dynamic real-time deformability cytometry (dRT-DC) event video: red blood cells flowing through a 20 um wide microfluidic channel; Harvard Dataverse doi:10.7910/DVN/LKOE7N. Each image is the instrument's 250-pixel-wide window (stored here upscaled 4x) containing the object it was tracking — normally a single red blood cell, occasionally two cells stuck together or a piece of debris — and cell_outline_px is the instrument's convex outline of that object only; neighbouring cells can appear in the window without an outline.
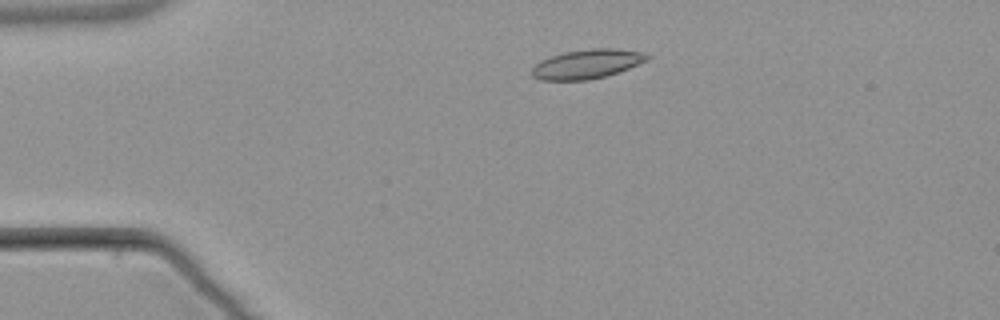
{"species": "common noctule bat (a hibernating species)", "species_latin": "Nyctalus noctula", "temperature_condition": "warm", "stored_images_in_passage": 4, "camera_frame_rate_fps": 3000, "um_per_image_px": 0.085, "animal": {"sex": "male", "body_mass_g": 21.5, "forearm_length_mm": 52.0}, "frame": {"image": 1, "passage_image": 3, "time_ms": 2.333, "image_size_px": [1000, 320], "cell_outline_px": [[652, 56], [648, 60], [628, 68], [604, 76], [588, 80], [540, 80], [532, 76], [532, 68], [540, 60], [564, 52], [592, 48], [616, 48], [644, 52]], "centroid_in_image_um": [49.91, 5.43], "position_along_channel_um": 35.1, "area_um2": 19.59}}